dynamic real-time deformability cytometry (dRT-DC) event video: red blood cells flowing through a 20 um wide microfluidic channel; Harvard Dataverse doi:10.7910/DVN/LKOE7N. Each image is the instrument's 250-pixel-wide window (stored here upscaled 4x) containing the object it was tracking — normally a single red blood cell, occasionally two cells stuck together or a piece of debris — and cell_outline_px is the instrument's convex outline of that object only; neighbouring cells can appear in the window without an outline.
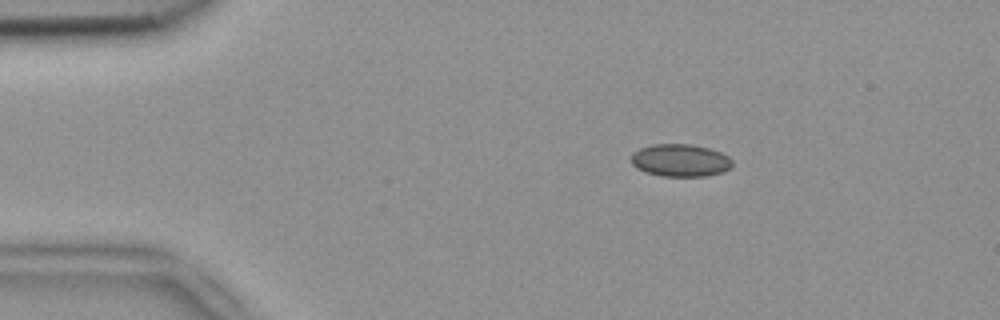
{"species": "common noctule bat (a hibernating species)", "species_latin": "Nyctalus noctula", "temperature_condition": "room temperature", "stored_images_in_passage": 53, "camera_frame_rate_fps": 3000, "um_per_image_px": 0.085, "animal": {"sex": "female", "body_mass_g": 18.4}, "frame": {"image": 1, "passage_image": 9, "time_ms": 2.667, "image_size_px": [1000, 320], "cell_outline_px": [[732, 164], [724, 172], [708, 176], [660, 176], [644, 172], [636, 168], [632, 164], [632, 152], [640, 148], [652, 144], [692, 144], [708, 148], [720, 152], [728, 156], [732, 160]], "centroid_in_image_um": [57.81, 13.63], "position_along_channel_um": 27.2, "area_um2": 19.31}}
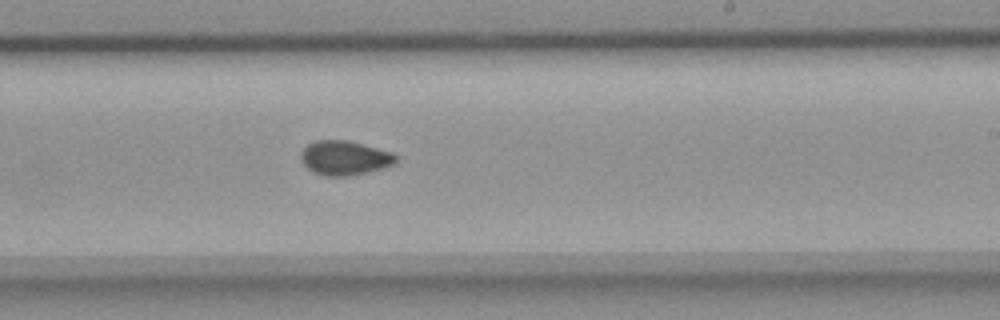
{"frame": {"image": 2, "passage_image": 32, "time_ms": 10.333, "image_size_px": [1000, 320], "cell_outline_px": [[400, 160], [396, 164], [384, 168], [348, 176], [328, 176], [312, 172], [300, 160], [300, 152], [308, 144], [316, 140], [348, 140], [392, 152], [400, 156]], "centroid_in_image_um": [29.34, 13.42], "position_along_channel_um": 259.7, "area_um2": 19.31}}
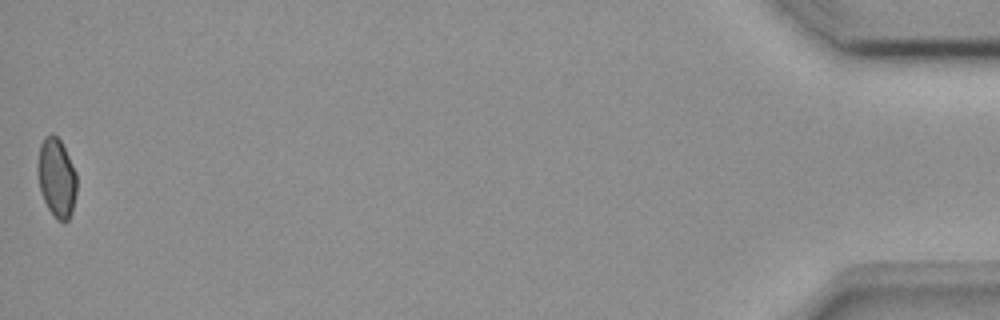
{"frame": {"image": 3, "passage_image": 53, "time_ms": 17.333, "image_size_px": [1000, 320], "cell_outline_px": [[76, 192], [72, 212], [68, 220], [64, 224], [56, 220], [52, 216], [40, 192], [36, 172], [36, 168], [40, 144], [44, 136], [52, 132], [60, 140], [76, 172]], "centroid_in_image_um": [4.78, 15.13], "position_along_channel_um": 430.4, "area_um2": 18.38}, "authors_computed_cell_mechanics": {"area_um2": 18.7272, "velocity_mm_per_s": 3.817, "shape_relaxation_time_tau1_ms": null, "shape_relaxation_time_tau2_ms": 3.3058, "deformation_change_tau1": null, "deformation_change_tau2": 0.055}}